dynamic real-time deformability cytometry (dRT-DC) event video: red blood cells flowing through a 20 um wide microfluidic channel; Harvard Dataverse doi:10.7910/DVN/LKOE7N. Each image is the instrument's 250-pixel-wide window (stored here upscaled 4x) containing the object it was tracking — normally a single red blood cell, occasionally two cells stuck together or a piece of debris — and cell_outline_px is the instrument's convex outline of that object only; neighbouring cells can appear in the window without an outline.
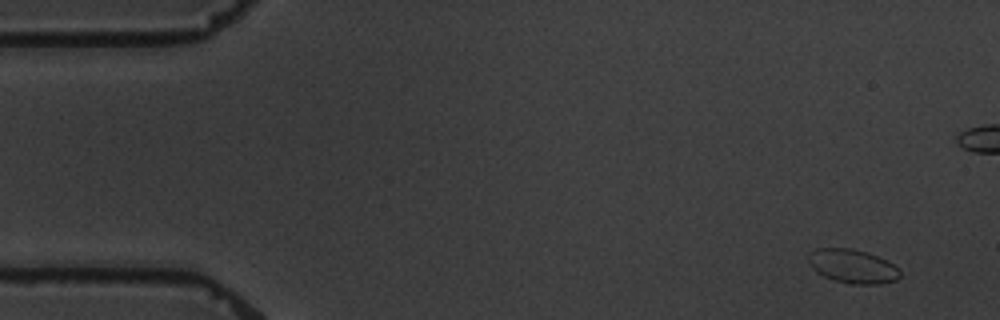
{"species": "common noctule bat (a hibernating species)", "species_latin": "Nyctalus noctula", "temperature_condition": "warm", "stored_images_in_passage": 6, "camera_frame_rate_fps": 3000, "um_per_image_px": 0.085, "animal": {"sex": "male", "body_mass_g": 19.5, "forearm_length_mm": 54.6}, "frame": {"image": 1, "passage_image": 1, "time_ms": 0.0, "image_size_px": [1000, 320], "cell_outline_px": [[900, 276], [896, 280], [880, 284], [848, 284], [832, 280], [816, 272], [812, 268], [808, 260], [808, 252], [816, 248], [852, 248], [868, 252], [888, 260], [900, 272]], "centroid_in_image_um": [72.44, 22.62], "position_along_channel_um": 12.6, "area_um2": 18.32}}
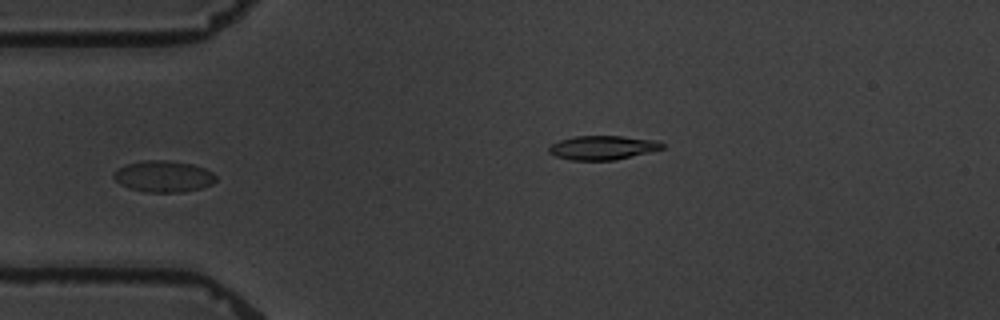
{"frame": {"image": 2, "passage_image": 5, "time_ms": 5.0, "image_size_px": [1000, 320], "cell_outline_px": [[216, 180], [212, 184], [200, 188], [180, 192], [144, 192], [128, 188], [120, 184], [112, 176], [116, 168], [124, 164], [144, 160], [168, 160], [192, 164], [204, 168], [212, 172], [216, 176]], "centroid_in_image_um": [13.86, 14.98], "position_along_channel_um": 71.1, "area_um2": 18.84}}